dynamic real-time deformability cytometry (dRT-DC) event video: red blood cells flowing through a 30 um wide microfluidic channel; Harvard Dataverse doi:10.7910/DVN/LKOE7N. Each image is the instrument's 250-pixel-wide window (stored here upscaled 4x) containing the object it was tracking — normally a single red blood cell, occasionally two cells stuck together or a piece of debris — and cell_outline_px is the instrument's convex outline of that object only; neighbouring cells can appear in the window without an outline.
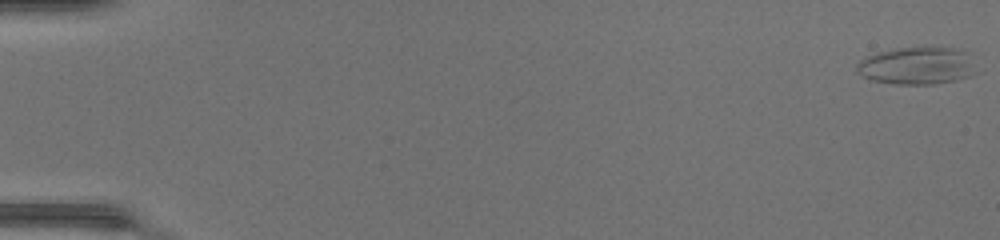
{"species": "common noctule bat (a hibernating species)", "species_latin": "Nyctalus noctula", "temperature_condition": "warm", "stored_images_in_passage": 49, "camera_frame_rate_fps": 3000, "um_per_image_px": 0.085, "animal": {"sex": "female", "body_mass_g": 17.0, "forearm_length_mm": 48.0}, "frame": {"image": 1, "passage_image": 1, "time_ms": 0.0, "image_size_px": [1000, 240], "cell_outline_px": [[976, 72], [972, 76], [956, 80], [932, 84], [896, 84], [872, 80], [856, 72], [856, 64], [860, 60], [876, 52], [896, 48], [956, 48], [968, 52]], "centroid_in_image_um": [77.94, 5.59], "position_along_channel_um": 7.1, "area_um2": 26.01}}
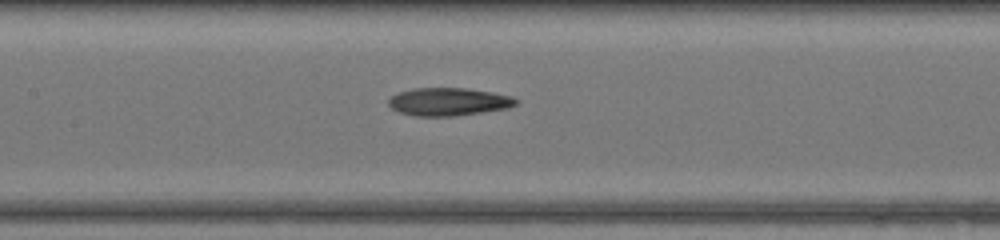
{"frame": {"image": 2, "passage_image": 25, "time_ms": 8.0, "image_size_px": [1000, 240], "cell_outline_px": [[520, 100], [516, 104], [508, 108], [456, 116], [416, 116], [400, 112], [392, 108], [388, 104], [388, 100], [392, 96], [400, 92], [412, 88], [468, 88], [492, 92], [512, 96]], "centroid_in_image_um": [38.16, 8.64], "position_along_channel_um": 169.2, "area_um2": 20.75}}
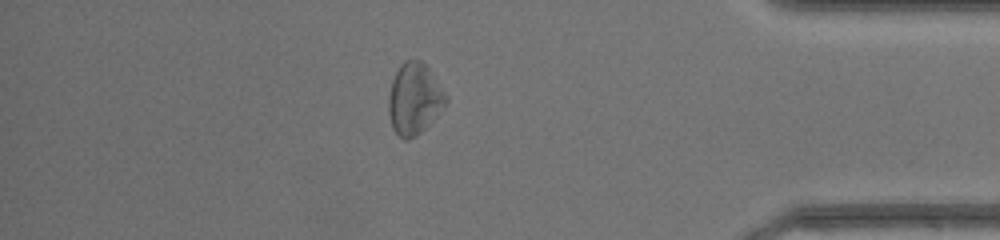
{"frame": {"image": 3, "passage_image": 43, "time_ms": 14.0, "image_size_px": [1000, 240], "cell_outline_px": [[448, 100], [436, 116], [416, 136], [408, 140], [404, 140], [392, 128], [388, 112], [388, 100], [392, 80], [400, 64], [404, 60], [420, 60], [428, 68], [448, 96]], "centroid_in_image_um": [35.2, 8.4], "position_along_channel_um": 400.0, "area_um2": 23.64}, "authors_computed_cell_mechanics": {"area_um2": 22.5998, "velocity_mm_per_s": 4.3628, "shape_relaxation_time_tau1_ms": null, "shape_relaxation_time_tau2_ms": 6.7048, "deformation_change_tau1": null, "deformation_change_tau2": 0.2101}}